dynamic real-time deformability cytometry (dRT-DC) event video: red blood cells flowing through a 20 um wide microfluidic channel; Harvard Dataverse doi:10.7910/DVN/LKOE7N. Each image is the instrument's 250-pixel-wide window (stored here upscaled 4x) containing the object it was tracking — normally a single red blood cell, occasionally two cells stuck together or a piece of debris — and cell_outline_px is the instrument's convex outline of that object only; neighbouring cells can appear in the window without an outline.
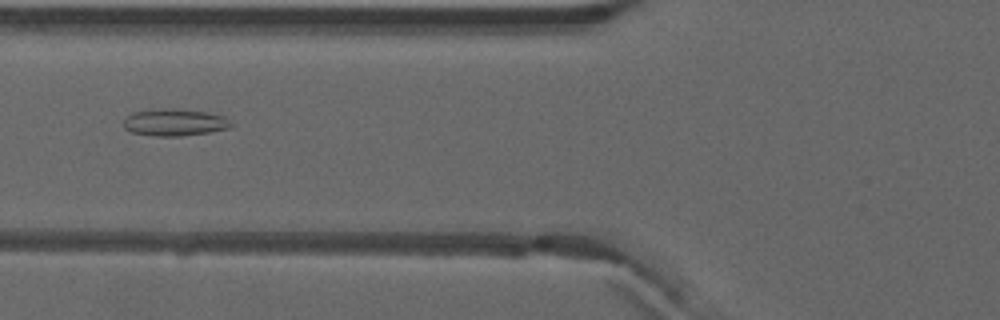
{"species": "common noctule bat (a hibernating species)", "species_latin": "Nyctalus noctula", "temperature_condition": "warm", "stored_images_in_passage": 36, "camera_frame_rate_fps": 3000, "um_per_image_px": 0.085, "animal": {"sex": "male", "forearm_length_mm": 52.5}, "frame": {"image": 1, "passage_image": 5, "time_ms": 1.333, "image_size_px": [1000, 320], "cell_outline_px": [[232, 124], [228, 128], [208, 132], [180, 136], [152, 136], [132, 132], [124, 128], [124, 120], [132, 112], [160, 108], [176, 108], [208, 112], [224, 116]], "centroid_in_image_um": [14.81, 10.39], "position_along_channel_um": 111.0, "area_um2": 16.94}}
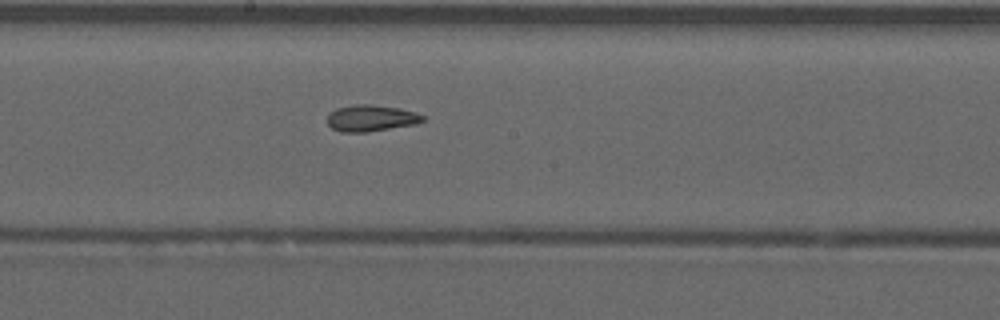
{"frame": {"image": 2, "passage_image": 13, "time_ms": 4.0, "image_size_px": [1000, 320], "cell_outline_px": [[424, 120], [416, 124], [368, 132], [340, 132], [332, 128], [328, 124], [328, 116], [336, 108], [352, 104], [368, 104], [400, 108], [416, 112], [424, 116]], "centroid_in_image_um": [31.54, 10.04], "position_along_channel_um": 216.7, "area_um2": 14.74}}
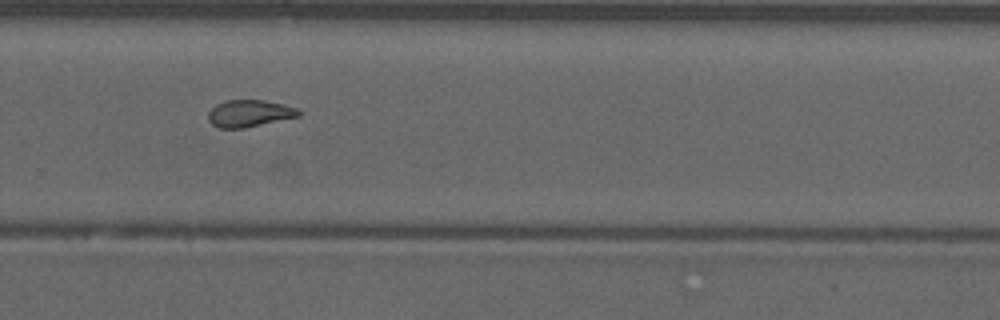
{"frame": {"image": 3, "passage_image": 20, "time_ms": 6.333, "image_size_px": [1000, 320], "cell_outline_px": [[304, 112], [300, 116], [244, 128], [220, 128], [212, 124], [208, 120], [208, 112], [216, 104], [224, 100], [264, 100], [284, 104], [296, 108]], "centroid_in_image_um": [21.21, 9.63], "position_along_channel_um": 308.6, "area_um2": 14.33}, "authors_computed_cell_mechanics": {"area_um2": 14.8835, "velocity_mm_per_s": 3.9583, "shape_relaxation_time_tau1_ms": null, "shape_relaxation_time_tau2_ms": 2.1876, "deformation_change_tau1": null, "deformation_change_tau2": 0.0957}}